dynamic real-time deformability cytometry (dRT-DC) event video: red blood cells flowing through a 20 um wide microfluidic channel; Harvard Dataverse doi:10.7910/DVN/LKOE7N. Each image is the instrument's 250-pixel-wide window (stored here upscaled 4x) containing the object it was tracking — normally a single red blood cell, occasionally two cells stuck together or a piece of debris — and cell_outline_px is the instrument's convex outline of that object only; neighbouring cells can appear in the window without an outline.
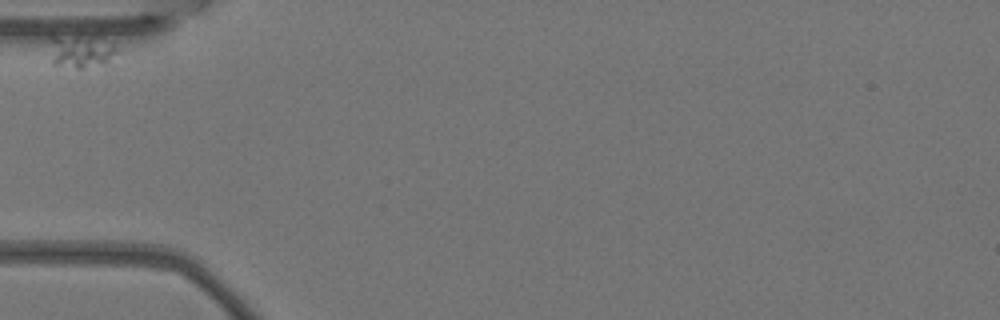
{"species": "Egyptian fruit bat (a non-hibernating species)", "species_latin": "Rousettus aegyptiacus", "temperature_condition": "warm", "stored_images_in_passage": 8, "camera_frame_rate_fps": 3000, "um_per_image_px": 0.085, "animal": {"sex": "female"}, "frame": {"image": 1, "passage_image": 1, "time_ms": 0.0, "image_size_px": [1000, 320], "cell_outline_px": [[120, 52], [104, 64], [84, 68], [76, 68], [52, 64], [52, 36], [76, 36], [112, 44]], "centroid_in_image_um": [6.88, 4.42], "position_along_channel_um": 78.1, "area_um2": 12.2}}
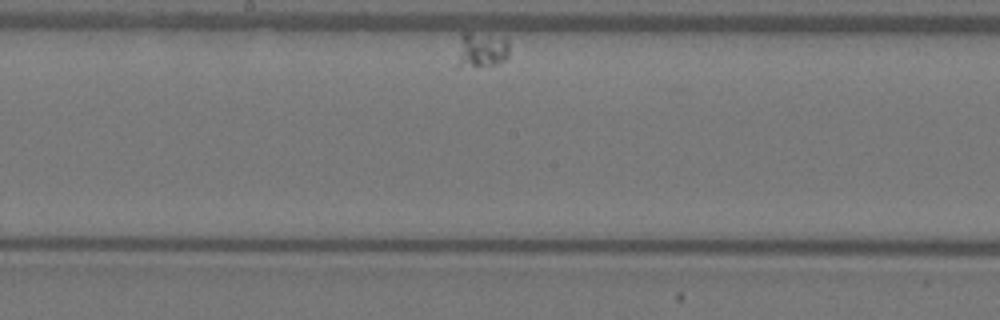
{"frame": {"image": 2, "passage_image": 6, "time_ms": 1.667, "image_size_px": [1000, 320], "cell_outline_px": [[508, 56], [504, 60], [496, 64], [460, 64], [460, 32], [468, 32], [504, 36], [508, 40]], "centroid_in_image_um": [41.02, 4.13], "position_along_channel_um": 207.2, "area_um2": 10.12}}
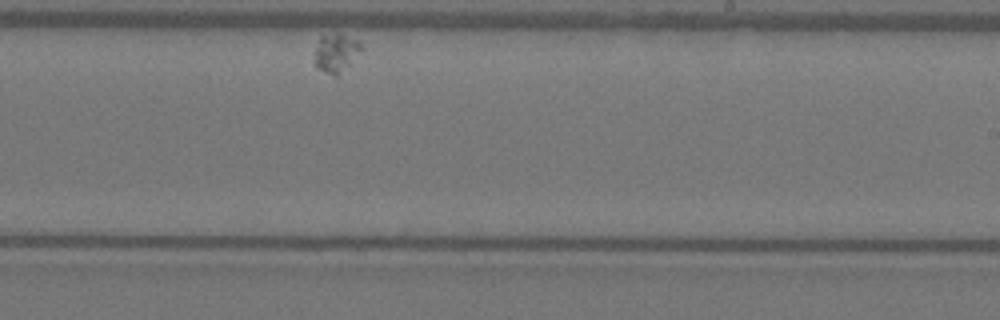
{"frame": {"image": 3, "passage_image": 8, "time_ms": 2.333, "image_size_px": [1000, 320], "cell_outline_px": [[364, 48], [336, 76], [324, 72], [316, 68], [316, 48], [320, 36], [336, 32], [356, 40]], "centroid_in_image_um": [28.55, 4.47], "position_along_channel_um": 260.5, "area_um2": 10.12}}